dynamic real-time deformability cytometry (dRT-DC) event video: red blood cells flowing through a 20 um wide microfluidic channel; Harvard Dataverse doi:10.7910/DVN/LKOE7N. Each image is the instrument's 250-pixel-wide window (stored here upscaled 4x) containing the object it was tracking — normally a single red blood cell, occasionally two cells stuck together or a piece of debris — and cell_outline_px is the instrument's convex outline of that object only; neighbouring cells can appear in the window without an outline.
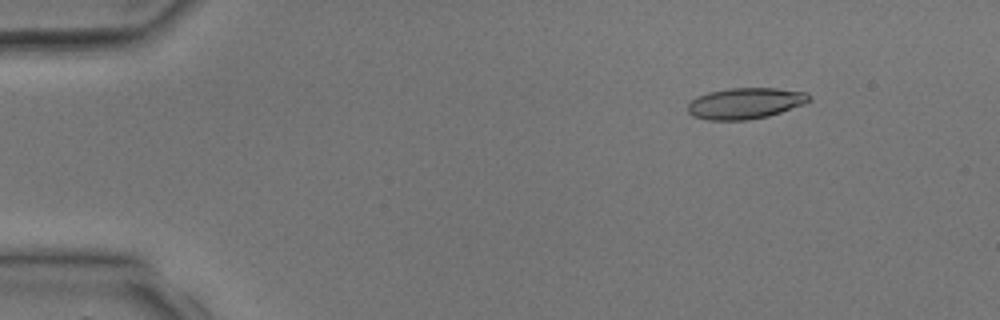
{"species": "common noctule bat (a hibernating species)", "species_latin": "Nyctalus noctula", "temperature_condition": "room temperature", "stored_images_in_passage": 4, "camera_frame_rate_fps": 3000, "um_per_image_px": 0.085, "animal": {"sex": "male", "body_mass_g": 17.9, "forearm_length_mm": 54.2}, "frame": {"image": 1, "passage_image": 2, "time_ms": 1.333, "image_size_px": [1000, 320], "cell_outline_px": [[812, 100], [804, 104], [768, 116], [748, 120], [708, 120], [692, 116], [688, 112], [688, 104], [696, 96], [708, 92], [728, 88], [776, 88], [808, 92], [812, 96]], "centroid_in_image_um": [63.37, 8.77], "position_along_channel_um": 21.6, "area_um2": 22.2}}
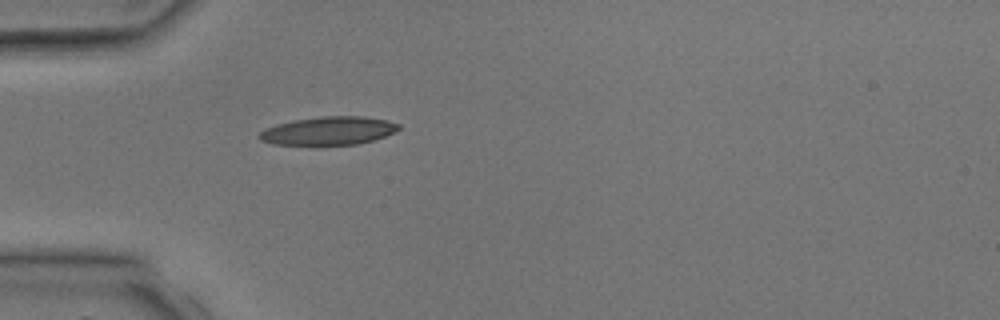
{"frame": {"image": 2, "passage_image": 4, "time_ms": 3.667, "image_size_px": [1000, 320], "cell_outline_px": [[400, 128], [384, 136], [372, 140], [356, 144], [272, 144], [260, 140], [256, 136], [264, 128], [276, 124], [296, 120], [320, 116], [364, 116], [388, 120], [400, 124]], "centroid_in_image_um": [27.9, 11.1], "position_along_channel_um": 57.1, "area_um2": 22.77}}